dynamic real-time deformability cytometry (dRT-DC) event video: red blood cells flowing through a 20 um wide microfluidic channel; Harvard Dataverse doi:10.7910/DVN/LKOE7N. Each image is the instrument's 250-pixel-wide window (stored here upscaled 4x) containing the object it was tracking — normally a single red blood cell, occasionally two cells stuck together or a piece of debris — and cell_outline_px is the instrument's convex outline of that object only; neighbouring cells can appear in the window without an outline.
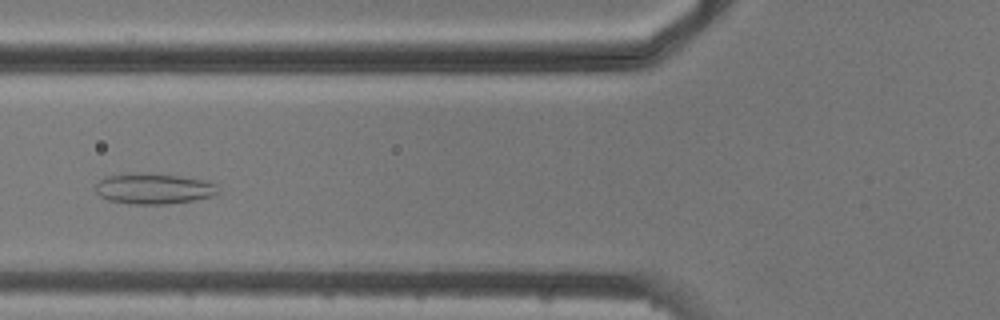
{"species": "common noctule bat (a hibernating species)", "species_latin": "Nyctalus noctula", "temperature_condition": "cold", "stored_images_in_passage": 6, "camera_frame_rate_fps": 3000, "um_per_image_px": 0.085, "animal": {"sex": "male", "body_mass_g": 20.5, "forearm_length_mm": 52.5}, "frame": {"image": 1, "passage_image": 6, "time_ms": 5.667, "image_size_px": [1000, 320], "cell_outline_px": [[220, 192], [216, 196], [192, 200], [164, 204], [132, 204], [108, 200], [100, 196], [96, 192], [96, 184], [100, 180], [108, 176], [136, 172], [176, 176], [204, 180], [216, 184]], "centroid_in_image_um": [13.08, 16.04], "position_along_channel_um": 112.7, "area_um2": 21.79}}